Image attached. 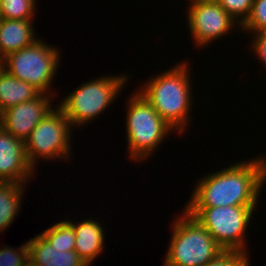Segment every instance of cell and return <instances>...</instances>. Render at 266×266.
I'll return each mask as SVG.
<instances>
[{"mask_svg": "<svg viewBox=\"0 0 266 266\" xmlns=\"http://www.w3.org/2000/svg\"><path fill=\"white\" fill-rule=\"evenodd\" d=\"M197 183L186 207L257 206L266 183V159L237 162Z\"/></svg>", "mask_w": 266, "mask_h": 266, "instance_id": "6da1fadb", "label": "cell"}, {"mask_svg": "<svg viewBox=\"0 0 266 266\" xmlns=\"http://www.w3.org/2000/svg\"><path fill=\"white\" fill-rule=\"evenodd\" d=\"M189 64L183 61L173 68L152 76L138 92L156 112L175 130L183 133L187 128L193 98Z\"/></svg>", "mask_w": 266, "mask_h": 266, "instance_id": "7a4b0ae2", "label": "cell"}, {"mask_svg": "<svg viewBox=\"0 0 266 266\" xmlns=\"http://www.w3.org/2000/svg\"><path fill=\"white\" fill-rule=\"evenodd\" d=\"M174 225V226H173ZM163 266H205L224 249L186 210L173 221Z\"/></svg>", "mask_w": 266, "mask_h": 266, "instance_id": "3957f363", "label": "cell"}, {"mask_svg": "<svg viewBox=\"0 0 266 266\" xmlns=\"http://www.w3.org/2000/svg\"><path fill=\"white\" fill-rule=\"evenodd\" d=\"M126 108L128 157L137 162L145 160L153 154L154 149H158L166 135L175 130L138 91L131 94Z\"/></svg>", "mask_w": 266, "mask_h": 266, "instance_id": "277c9868", "label": "cell"}, {"mask_svg": "<svg viewBox=\"0 0 266 266\" xmlns=\"http://www.w3.org/2000/svg\"><path fill=\"white\" fill-rule=\"evenodd\" d=\"M128 75H111L83 83L69 93L58 106L74 127L84 126L97 118L117 99ZM79 125V126H78Z\"/></svg>", "mask_w": 266, "mask_h": 266, "instance_id": "5b68a950", "label": "cell"}, {"mask_svg": "<svg viewBox=\"0 0 266 266\" xmlns=\"http://www.w3.org/2000/svg\"><path fill=\"white\" fill-rule=\"evenodd\" d=\"M48 44L38 39L31 45L8 54L1 60L0 66L41 94H50L51 82L56 76L61 53Z\"/></svg>", "mask_w": 266, "mask_h": 266, "instance_id": "8992f818", "label": "cell"}, {"mask_svg": "<svg viewBox=\"0 0 266 266\" xmlns=\"http://www.w3.org/2000/svg\"><path fill=\"white\" fill-rule=\"evenodd\" d=\"M224 250L247 253L246 236L255 206L185 207Z\"/></svg>", "mask_w": 266, "mask_h": 266, "instance_id": "52a82bcc", "label": "cell"}, {"mask_svg": "<svg viewBox=\"0 0 266 266\" xmlns=\"http://www.w3.org/2000/svg\"><path fill=\"white\" fill-rule=\"evenodd\" d=\"M56 107L38 123L24 141L28 161L35 170L37 158L50 161L49 159L67 160L71 157L70 129L73 126L62 110Z\"/></svg>", "mask_w": 266, "mask_h": 266, "instance_id": "ba28073f", "label": "cell"}, {"mask_svg": "<svg viewBox=\"0 0 266 266\" xmlns=\"http://www.w3.org/2000/svg\"><path fill=\"white\" fill-rule=\"evenodd\" d=\"M187 8L190 33L200 47L226 36L238 24L216 0Z\"/></svg>", "mask_w": 266, "mask_h": 266, "instance_id": "9c48e42d", "label": "cell"}, {"mask_svg": "<svg viewBox=\"0 0 266 266\" xmlns=\"http://www.w3.org/2000/svg\"><path fill=\"white\" fill-rule=\"evenodd\" d=\"M53 94L40 93L35 99L9 107L2 112L0 127L15 138L25 141L38 123L53 110Z\"/></svg>", "mask_w": 266, "mask_h": 266, "instance_id": "30bf717a", "label": "cell"}, {"mask_svg": "<svg viewBox=\"0 0 266 266\" xmlns=\"http://www.w3.org/2000/svg\"><path fill=\"white\" fill-rule=\"evenodd\" d=\"M33 172L34 168L28 161L24 141L0 127V182L26 185L33 177Z\"/></svg>", "mask_w": 266, "mask_h": 266, "instance_id": "8fae6325", "label": "cell"}, {"mask_svg": "<svg viewBox=\"0 0 266 266\" xmlns=\"http://www.w3.org/2000/svg\"><path fill=\"white\" fill-rule=\"evenodd\" d=\"M74 228L75 249L74 251L89 266L103 252L104 236L103 227L94 219L81 221L79 224L67 220Z\"/></svg>", "mask_w": 266, "mask_h": 266, "instance_id": "7c38bea8", "label": "cell"}, {"mask_svg": "<svg viewBox=\"0 0 266 266\" xmlns=\"http://www.w3.org/2000/svg\"><path fill=\"white\" fill-rule=\"evenodd\" d=\"M27 243L29 259L38 266H88L74 250L53 247L40 234Z\"/></svg>", "mask_w": 266, "mask_h": 266, "instance_id": "4fadbf2b", "label": "cell"}, {"mask_svg": "<svg viewBox=\"0 0 266 266\" xmlns=\"http://www.w3.org/2000/svg\"><path fill=\"white\" fill-rule=\"evenodd\" d=\"M32 22L0 18V60L38 40Z\"/></svg>", "mask_w": 266, "mask_h": 266, "instance_id": "5bb4252c", "label": "cell"}, {"mask_svg": "<svg viewBox=\"0 0 266 266\" xmlns=\"http://www.w3.org/2000/svg\"><path fill=\"white\" fill-rule=\"evenodd\" d=\"M40 92L30 84L18 80L0 66V108L9 107L35 99Z\"/></svg>", "mask_w": 266, "mask_h": 266, "instance_id": "9a60e30c", "label": "cell"}, {"mask_svg": "<svg viewBox=\"0 0 266 266\" xmlns=\"http://www.w3.org/2000/svg\"><path fill=\"white\" fill-rule=\"evenodd\" d=\"M24 184L0 182V234L17 217L23 197Z\"/></svg>", "mask_w": 266, "mask_h": 266, "instance_id": "2e32d148", "label": "cell"}, {"mask_svg": "<svg viewBox=\"0 0 266 266\" xmlns=\"http://www.w3.org/2000/svg\"><path fill=\"white\" fill-rule=\"evenodd\" d=\"M40 235L53 247L67 249V251L75 249L74 228L67 220L56 222Z\"/></svg>", "mask_w": 266, "mask_h": 266, "instance_id": "e0dca14e", "label": "cell"}, {"mask_svg": "<svg viewBox=\"0 0 266 266\" xmlns=\"http://www.w3.org/2000/svg\"><path fill=\"white\" fill-rule=\"evenodd\" d=\"M35 0H2L0 2V18L16 20H33Z\"/></svg>", "mask_w": 266, "mask_h": 266, "instance_id": "ac0fdd59", "label": "cell"}, {"mask_svg": "<svg viewBox=\"0 0 266 266\" xmlns=\"http://www.w3.org/2000/svg\"><path fill=\"white\" fill-rule=\"evenodd\" d=\"M240 28L249 33L266 31V0H253L250 15Z\"/></svg>", "mask_w": 266, "mask_h": 266, "instance_id": "d6986e66", "label": "cell"}, {"mask_svg": "<svg viewBox=\"0 0 266 266\" xmlns=\"http://www.w3.org/2000/svg\"><path fill=\"white\" fill-rule=\"evenodd\" d=\"M221 7L232 16L240 26L249 17L253 0H216Z\"/></svg>", "mask_w": 266, "mask_h": 266, "instance_id": "ffe728a7", "label": "cell"}, {"mask_svg": "<svg viewBox=\"0 0 266 266\" xmlns=\"http://www.w3.org/2000/svg\"><path fill=\"white\" fill-rule=\"evenodd\" d=\"M29 260V247L25 242L17 249L4 246L0 249V266H25Z\"/></svg>", "mask_w": 266, "mask_h": 266, "instance_id": "44dd1931", "label": "cell"}, {"mask_svg": "<svg viewBox=\"0 0 266 266\" xmlns=\"http://www.w3.org/2000/svg\"><path fill=\"white\" fill-rule=\"evenodd\" d=\"M248 254L235 250H224L205 266H249Z\"/></svg>", "mask_w": 266, "mask_h": 266, "instance_id": "7402d4cb", "label": "cell"}, {"mask_svg": "<svg viewBox=\"0 0 266 266\" xmlns=\"http://www.w3.org/2000/svg\"><path fill=\"white\" fill-rule=\"evenodd\" d=\"M255 40H252V53L266 66V31L255 32ZM254 51V52H253Z\"/></svg>", "mask_w": 266, "mask_h": 266, "instance_id": "603a6c76", "label": "cell"}, {"mask_svg": "<svg viewBox=\"0 0 266 266\" xmlns=\"http://www.w3.org/2000/svg\"><path fill=\"white\" fill-rule=\"evenodd\" d=\"M211 1H214V0H189V7L197 5V4L211 2Z\"/></svg>", "mask_w": 266, "mask_h": 266, "instance_id": "cb8c5ba5", "label": "cell"}, {"mask_svg": "<svg viewBox=\"0 0 266 266\" xmlns=\"http://www.w3.org/2000/svg\"><path fill=\"white\" fill-rule=\"evenodd\" d=\"M25 266H38L37 264H35L32 260H28L25 264Z\"/></svg>", "mask_w": 266, "mask_h": 266, "instance_id": "d4e9b609", "label": "cell"}, {"mask_svg": "<svg viewBox=\"0 0 266 266\" xmlns=\"http://www.w3.org/2000/svg\"><path fill=\"white\" fill-rule=\"evenodd\" d=\"M2 110H1V108H0V124H1V118H2Z\"/></svg>", "mask_w": 266, "mask_h": 266, "instance_id": "484cf974", "label": "cell"}]
</instances>
